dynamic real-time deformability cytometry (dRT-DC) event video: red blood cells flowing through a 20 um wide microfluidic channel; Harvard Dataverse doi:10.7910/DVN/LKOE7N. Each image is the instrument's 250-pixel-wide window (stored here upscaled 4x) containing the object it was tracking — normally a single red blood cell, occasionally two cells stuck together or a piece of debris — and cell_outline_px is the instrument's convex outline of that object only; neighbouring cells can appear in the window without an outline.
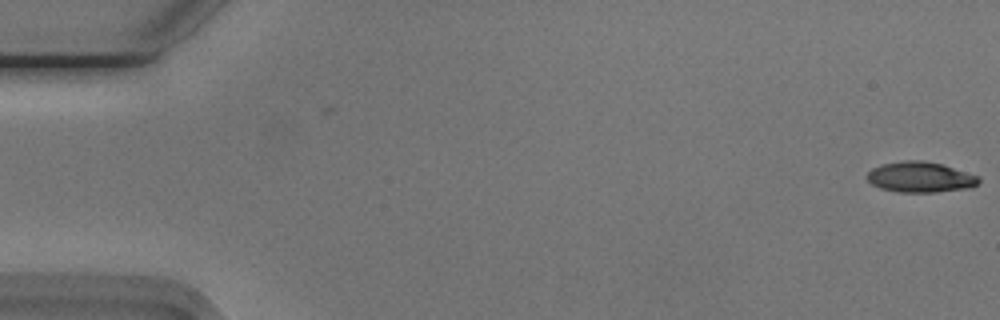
{"species": "Egyptian fruit bat (a non-hibernating species)", "species_latin": "Rousettus aegyptiacus", "temperature_condition": "cold", "stored_images_in_passage": 2, "camera_frame_rate_fps": 3000, "um_per_image_px": 0.085, "animal": {"sex": "male"}, "frame": {"image": 1, "passage_image": 2, "time_ms": 0.333, "image_size_px": [1000, 320], "cell_outline_px": [[980, 180], [972, 188], [936, 192], [896, 192], [880, 188], [872, 184], [868, 180], [868, 172], [872, 168], [884, 164], [904, 160], [924, 160], [940, 164], [980, 176]], "centroid_in_image_um": [78.24, 15.06], "position_along_channel_um": 6.8, "area_um2": 19.83}}